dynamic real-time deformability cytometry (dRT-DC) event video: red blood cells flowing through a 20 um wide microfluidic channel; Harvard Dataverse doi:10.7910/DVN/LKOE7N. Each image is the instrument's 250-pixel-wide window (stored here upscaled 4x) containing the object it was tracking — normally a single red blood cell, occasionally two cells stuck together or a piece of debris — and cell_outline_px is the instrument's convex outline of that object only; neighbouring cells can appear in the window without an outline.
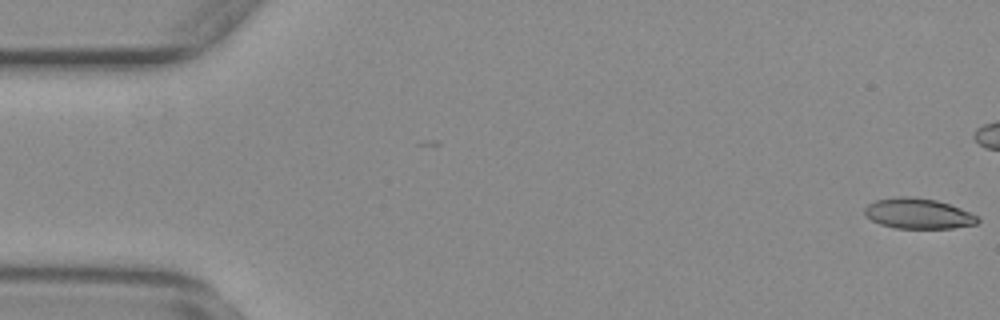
{"species": "common noctule bat (a hibernating species)", "species_latin": "Nyctalus noctula", "temperature_condition": "warm", "stored_images_in_passage": 44, "camera_frame_rate_fps": 3000, "um_per_image_px": 0.085, "animal": {"sex": "female", "body_mass_g": 29.2, "forearm_length_mm": 56.3}, "frame": {"image": 1, "passage_image": 1, "time_ms": 0.0, "image_size_px": [1000, 320], "cell_outline_px": [[980, 220], [976, 224], [952, 228], [896, 228], [880, 224], [864, 216], [864, 208], [868, 204], [876, 200], [896, 196], [916, 196], [936, 200], [960, 208], [980, 216]], "centroid_in_image_um": [78.04, 18.14], "position_along_channel_um": 7.0, "area_um2": 20.23}}
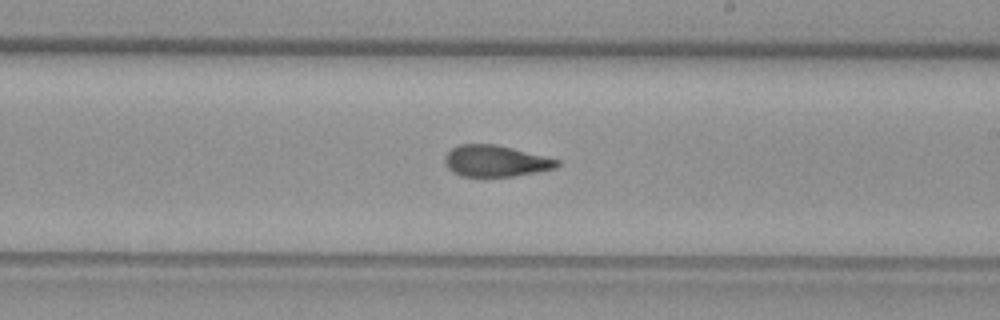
{"frame": {"image": 2, "passage_image": 32, "time_ms": 10.333, "image_size_px": [1000, 320], "cell_outline_px": [[560, 164], [556, 168], [536, 172], [512, 176], [460, 176], [452, 172], [444, 164], [444, 156], [456, 144], [496, 144], [560, 160]], "centroid_in_image_um": [42.09, 13.68], "position_along_channel_um": 246.9, "area_um2": 20.52}}
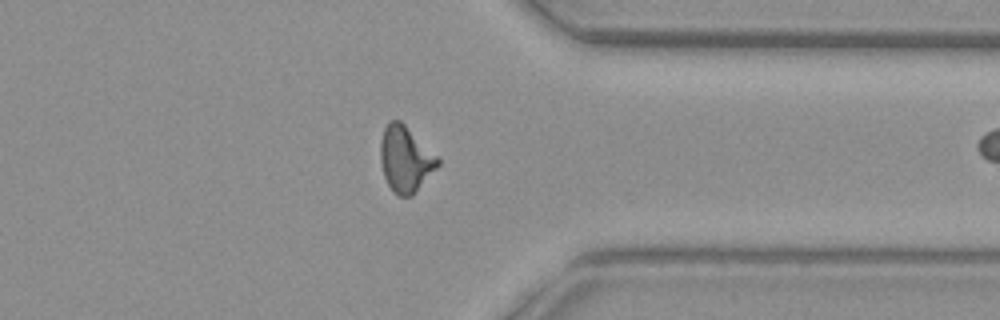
{"frame": {"image": 3, "passage_image": 43, "time_ms": 14.0, "image_size_px": [1000, 320], "cell_outline_px": [[440, 164], [412, 196], [400, 196], [392, 192], [384, 176], [380, 160], [380, 144], [384, 128], [388, 120], [400, 120], [440, 160]], "centroid_in_image_um": [34.43, 13.53], "position_along_channel_um": 377.0, "area_um2": 21.73}}